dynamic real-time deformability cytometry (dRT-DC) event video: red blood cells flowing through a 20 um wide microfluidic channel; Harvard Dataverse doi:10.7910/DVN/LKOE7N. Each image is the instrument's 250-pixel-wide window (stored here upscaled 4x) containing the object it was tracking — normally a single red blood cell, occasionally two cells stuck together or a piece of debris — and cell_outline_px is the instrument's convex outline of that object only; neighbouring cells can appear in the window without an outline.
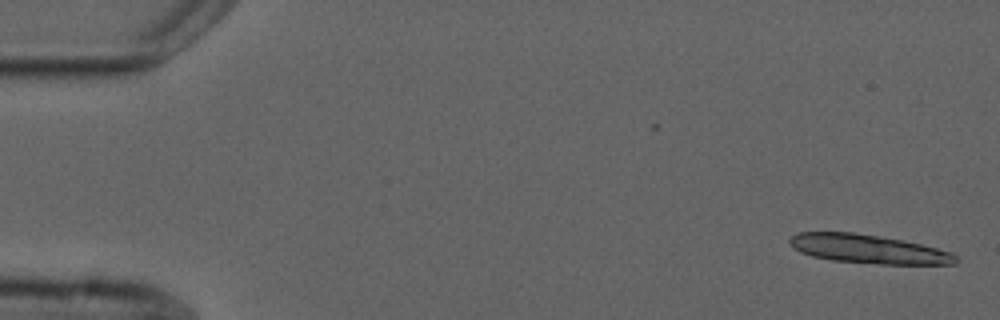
{"species": "common noctule bat (a hibernating species)", "species_latin": "Nyctalus noctula", "temperature_condition": "cold", "stored_images_in_passage": 14, "camera_frame_rate_fps": 3000, "um_per_image_px": 0.085, "animal": {"sex": "male", "forearm_length_mm": 52.5}, "frame": {"image": 1, "passage_image": 1, "time_ms": 0.0, "image_size_px": [1000, 320], "cell_outline_px": [[960, 260], [956, 264], [880, 264], [832, 260], [812, 256], [800, 252], [788, 240], [788, 236], [800, 232], [852, 232], [880, 236], [920, 244], [952, 252]], "centroid_in_image_um": [73.81, 21.17], "position_along_channel_um": 11.2, "area_um2": 27.74}}